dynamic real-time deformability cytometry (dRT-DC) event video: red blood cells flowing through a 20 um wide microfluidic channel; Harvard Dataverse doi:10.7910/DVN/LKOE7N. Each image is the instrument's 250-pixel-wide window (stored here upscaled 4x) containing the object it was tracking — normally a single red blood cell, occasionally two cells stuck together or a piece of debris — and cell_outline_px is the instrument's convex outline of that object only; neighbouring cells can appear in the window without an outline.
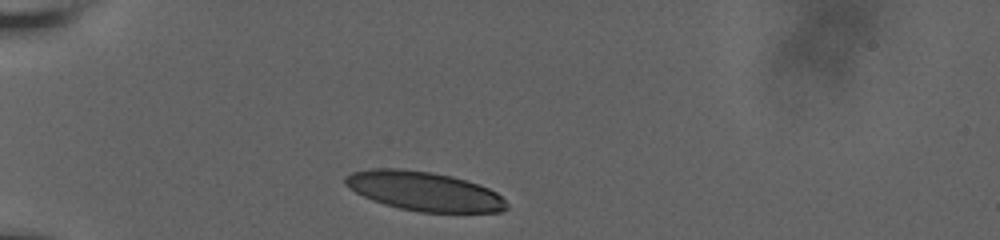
{"species": "human", "species_latin": "Homo sapiens", "temperature_condition": "room temperature", "stored_images_in_passage": 33, "camera_frame_rate_fps": 3000, "um_per_image_px": 0.085, "donor": {"sex": "male"}, "frame": {"image": 1, "passage_image": 1, "time_ms": 0.0, "image_size_px": [1000, 240], "cell_outline_px": [[508, 208], [500, 212], [420, 212], [400, 208], [384, 204], [372, 200], [356, 192], [344, 184], [344, 176], [352, 172], [372, 168], [400, 168], [432, 172], [452, 176], [468, 180], [480, 184], [496, 192], [508, 204]], "centroid_in_image_um": [36.05, 16.24], "position_along_channel_um": 49.0, "area_um2": 36.99}}
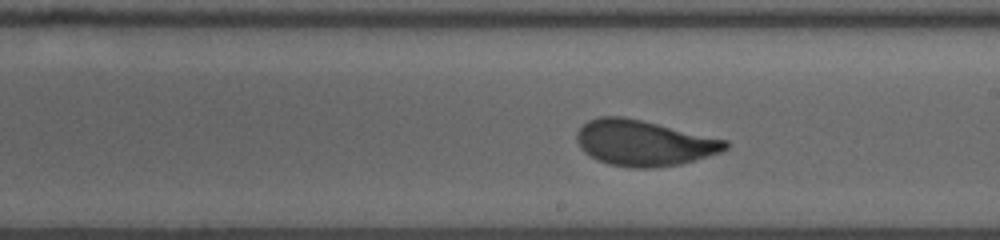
{"frame": {"image": 2, "passage_image": 19, "time_ms": 6.0, "image_size_px": [1000, 240], "cell_outline_px": [[728, 148], [720, 152], [680, 164], [652, 168], [632, 168], [608, 164], [596, 160], [584, 152], [580, 148], [576, 140], [576, 132], [588, 120], [600, 116], [624, 116], [728, 140]], "centroid_in_image_um": [54.69, 12.15], "position_along_channel_um": 234.3, "area_um2": 39.59}}
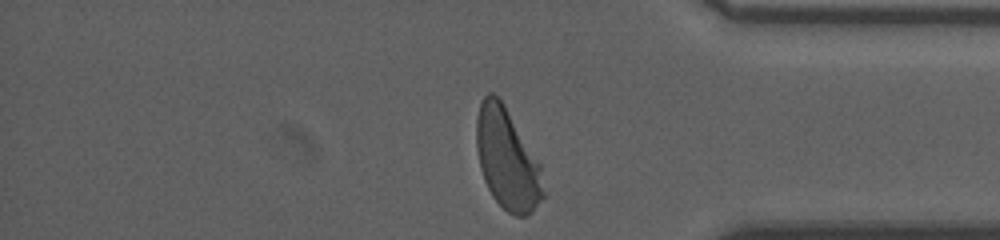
{"frame": {"image": 3, "passage_image": 33, "time_ms": 10.667, "image_size_px": [1000, 240], "cell_outline_px": [[544, 196], [532, 212], [528, 216], [516, 216], [508, 212], [492, 196], [484, 180], [480, 168], [476, 148], [476, 120], [480, 104], [484, 96], [488, 92], [492, 92], [504, 104], [540, 164], [544, 192]], "centroid_in_image_um": [43.09, 13.54], "position_along_channel_um": 392.1, "area_um2": 39.02}, "authors_computed_cell_mechanics": {"area_um2": 39.3618, "velocity_mm_per_s": 3.6415, "shape_relaxation_time_tau1_ms": 3.3042, "shape_relaxation_time_tau2_ms": null, "deformation_change_tau1": 0.16, "deformation_change_tau2": null}}